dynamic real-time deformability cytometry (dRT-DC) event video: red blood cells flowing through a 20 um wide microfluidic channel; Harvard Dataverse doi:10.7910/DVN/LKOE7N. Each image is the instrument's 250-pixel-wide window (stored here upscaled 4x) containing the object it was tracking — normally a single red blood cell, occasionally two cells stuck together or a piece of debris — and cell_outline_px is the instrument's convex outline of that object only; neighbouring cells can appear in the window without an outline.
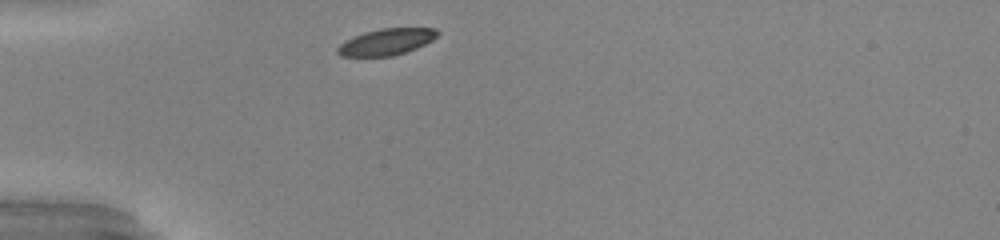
{"species": "common noctule bat (a hibernating species)", "species_latin": "Nyctalus noctula", "temperature_condition": "warm", "stored_images_in_passage": 29, "camera_frame_rate_fps": 3000, "um_per_image_px": 0.085, "animal": {"sex": "male", "body_mass_g": 20.0, "forearm_length_mm": 53.3}, "frame": {"image": 1, "passage_image": 1, "time_ms": 0.0, "image_size_px": [1000, 240], "cell_outline_px": [[440, 32], [432, 40], [416, 48], [392, 56], [340, 56], [336, 52], [336, 48], [344, 40], [352, 36], [364, 32], [380, 28], [436, 28]], "centroid_in_image_um": [32.8, 3.55], "position_along_channel_um": 52.2, "area_um2": 15.43}}
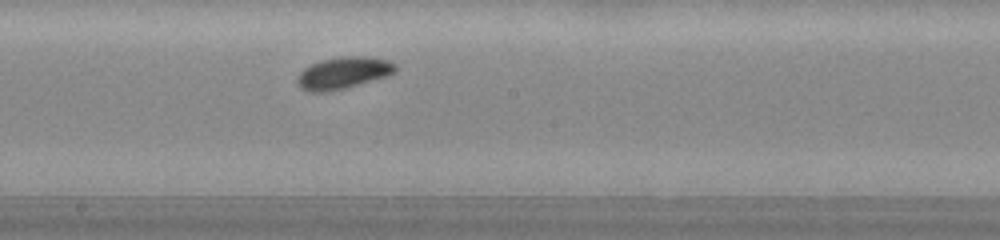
{"frame": {"image": 2, "passage_image": 15, "time_ms": 4.667, "image_size_px": [1000, 240], "cell_outline_px": [[396, 72], [388, 76], [344, 88], [324, 92], [308, 92], [300, 88], [296, 80], [296, 76], [304, 68], [320, 60], [340, 56], [368, 56], [388, 60], [396, 68]], "centroid_in_image_um": [29.14, 6.19], "position_along_channel_um": 219.1, "area_um2": 18.26}}
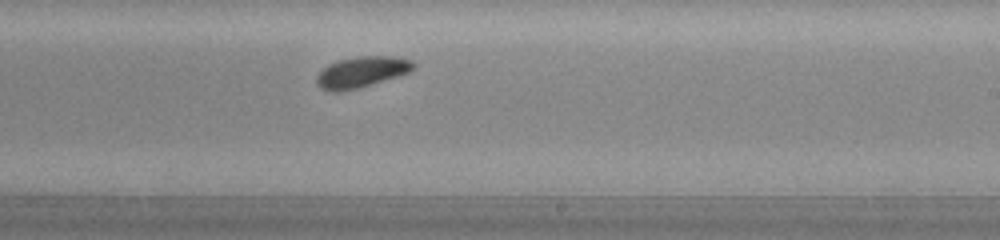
{"frame": {"image": 3, "passage_image": 18, "time_ms": 5.667, "image_size_px": [1000, 240], "cell_outline_px": [[412, 68], [408, 72], [396, 76], [356, 88], [340, 92], [328, 92], [320, 88], [316, 84], [316, 76], [328, 64], [336, 60], [356, 56], [400, 56], [412, 60]], "centroid_in_image_um": [30.66, 6.11], "position_along_channel_um": 258.3, "area_um2": 17.34}, "authors_computed_cell_mechanics": {"area_um2": 16.9932, "velocity_mm_per_s": 3.9324, "shape_relaxation_time_tau1_ms": 2.4241, "shape_relaxation_time_tau2_ms": null, "deformation_change_tau1": 0.1144, "deformation_change_tau2": null}}